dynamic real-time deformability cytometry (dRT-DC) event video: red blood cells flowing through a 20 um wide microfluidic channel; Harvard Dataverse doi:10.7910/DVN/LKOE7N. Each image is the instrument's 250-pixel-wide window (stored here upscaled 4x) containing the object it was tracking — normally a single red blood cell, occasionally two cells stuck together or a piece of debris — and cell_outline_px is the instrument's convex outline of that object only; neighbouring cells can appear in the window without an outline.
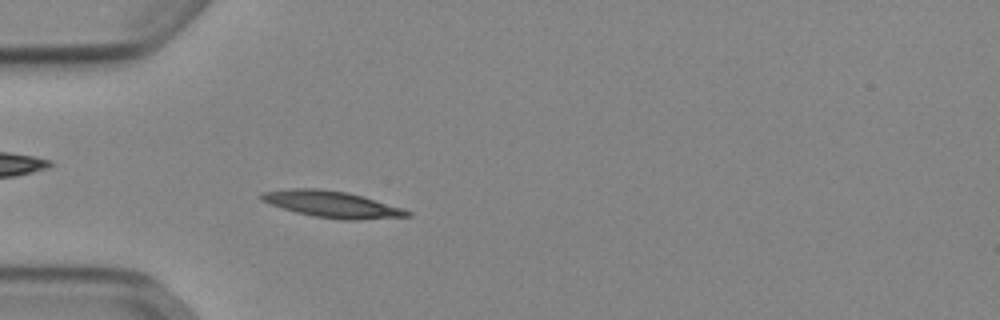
{"species": "Egyptian fruit bat (a non-hibernating species)", "species_latin": "Rousettus aegyptiacus", "temperature_condition": "cold", "stored_images_in_passage": 52, "camera_frame_rate_fps": 3000, "um_per_image_px": 0.085, "animal": {"sex": "female"}, "frame": {"image": 1, "passage_image": 15, "time_ms": 4.667, "image_size_px": [1000, 320], "cell_outline_px": [[412, 216], [356, 220], [344, 220], [312, 216], [296, 212], [260, 200], [260, 192], [288, 188], [320, 188], [348, 192], [400, 208], [412, 212]], "centroid_in_image_um": [28.17, 17.35], "position_along_channel_um": 56.8, "area_um2": 22.31}}
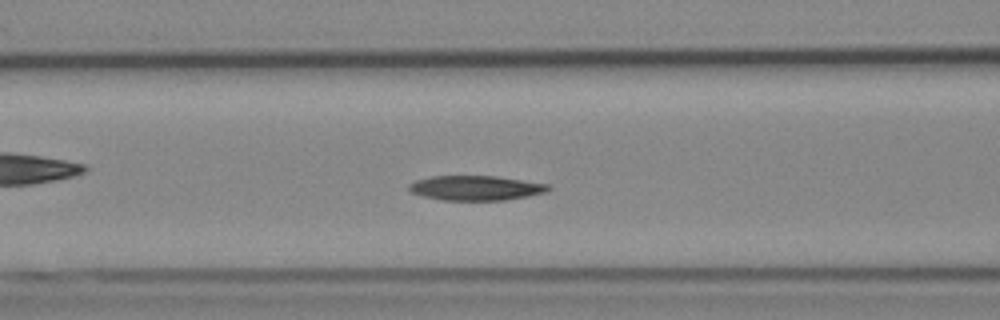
{"frame": {"image": 2, "passage_image": 21, "time_ms": 6.667, "image_size_px": [1000, 320], "cell_outline_px": [[552, 188], [548, 192], [528, 196], [504, 200], [440, 200], [408, 192], [408, 184], [416, 180], [432, 176], [496, 176], [548, 184]], "centroid_in_image_um": [40.43, 15.98], "position_along_channel_um": 126.2, "area_um2": 20.17}}
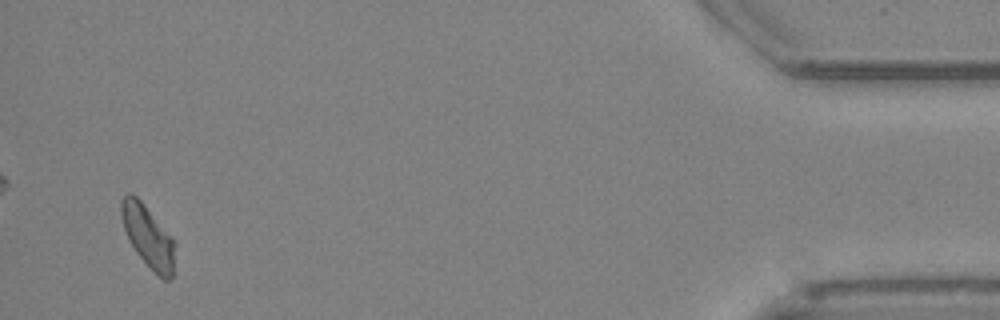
{"frame": {"image": 3, "passage_image": 50, "time_ms": 16.333, "image_size_px": [1000, 320], "cell_outline_px": [[176, 244], [172, 276], [168, 280], [164, 280], [136, 252], [124, 228], [120, 216], [120, 200], [128, 192], [132, 192], [144, 204], [172, 236]], "centroid_in_image_um": [12.59, 20.03], "position_along_channel_um": 422.6, "area_um2": 19.19}, "authors_computed_cell_mechanics": {"area_um2": 19.9699, "velocity_mm_per_s": 3.8341, "shape_relaxation_time_tau1_ms": 7.6074, "shape_relaxation_time_tau2_ms": null, "deformation_change_tau1": 0.1372, "deformation_change_tau2": null}}